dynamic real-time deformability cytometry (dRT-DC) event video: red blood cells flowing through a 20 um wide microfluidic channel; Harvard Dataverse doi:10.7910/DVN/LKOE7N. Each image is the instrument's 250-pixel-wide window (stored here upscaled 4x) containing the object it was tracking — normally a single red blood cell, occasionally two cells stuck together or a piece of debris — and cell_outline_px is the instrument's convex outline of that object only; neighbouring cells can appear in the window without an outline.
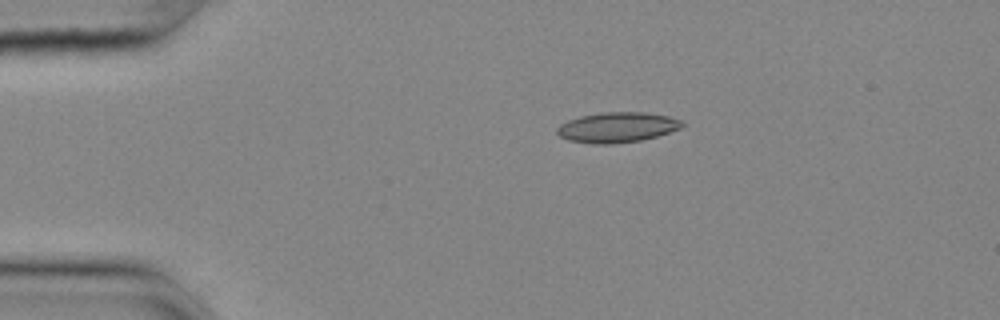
{"species": "common noctule bat (a hibernating species)", "species_latin": "Nyctalus noctula", "temperature_condition": "cold", "stored_images_in_passage": 45, "camera_frame_rate_fps": 3000, "um_per_image_px": 0.085, "animal": {"sex": "female", "body_mass_g": 25.1}, "frame": {"image": 1, "passage_image": 1, "time_ms": 0.0, "image_size_px": [1000, 320], "cell_outline_px": [[684, 124], [680, 128], [656, 136], [640, 140], [612, 144], [592, 144], [568, 140], [560, 136], [556, 132], [556, 128], [560, 124], [568, 120], [580, 116], [604, 112], [644, 112], [668, 116], [680, 120]], "centroid_in_image_um": [52.41, 10.82], "position_along_channel_um": 32.6, "area_um2": 21.91}}
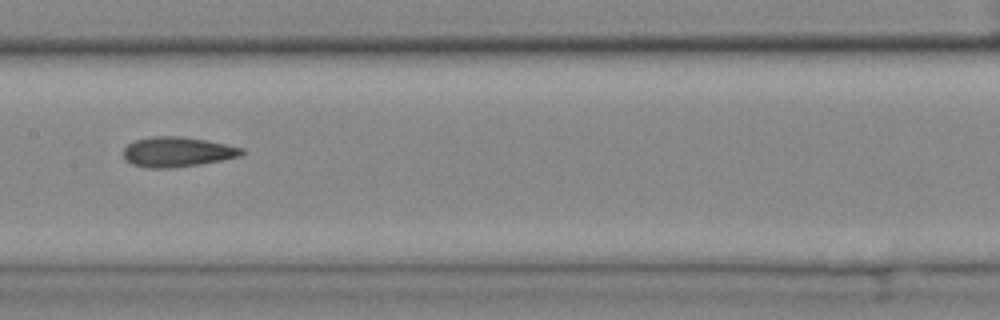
{"frame": {"image": 2, "passage_image": 18, "time_ms": 5.667, "image_size_px": [1000, 320], "cell_outline_px": [[244, 152], [240, 156], [200, 164], [172, 168], [148, 168], [132, 164], [124, 156], [124, 148], [128, 144], [136, 140], [152, 136], [180, 136], [204, 140], [244, 148]], "centroid_in_image_um": [15.06, 12.91], "position_along_channel_um": 192.3, "area_um2": 20.4}}
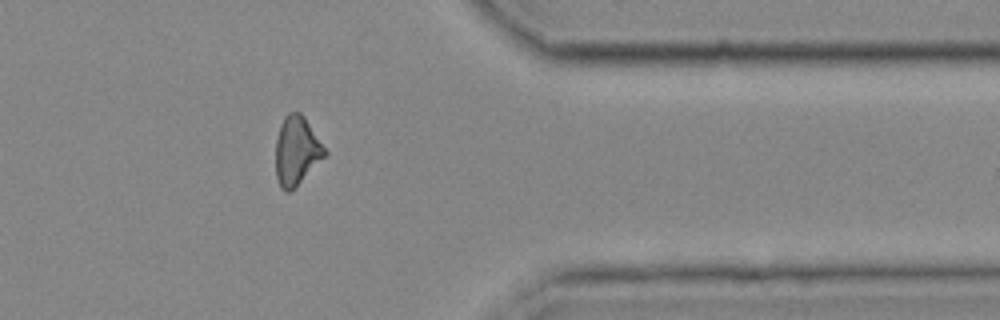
{"frame": {"image": 3, "passage_image": 35, "time_ms": 11.333, "image_size_px": [1000, 320], "cell_outline_px": [[328, 152], [288, 192], [284, 192], [280, 188], [276, 176], [276, 140], [280, 124], [284, 116], [288, 112], [300, 112], [304, 116]], "centroid_in_image_um": [25.18, 12.76], "position_along_channel_um": 386.2, "area_um2": 19.19}, "authors_computed_cell_mechanics": {"area_um2": 20.1144, "velocity_mm_per_s": 3.6628, "shape_relaxation_time_tau1_ms": null, "shape_relaxation_time_tau2_ms": 3.997, "deformation_change_tau1": null, "deformation_change_tau2": 0.1108}}